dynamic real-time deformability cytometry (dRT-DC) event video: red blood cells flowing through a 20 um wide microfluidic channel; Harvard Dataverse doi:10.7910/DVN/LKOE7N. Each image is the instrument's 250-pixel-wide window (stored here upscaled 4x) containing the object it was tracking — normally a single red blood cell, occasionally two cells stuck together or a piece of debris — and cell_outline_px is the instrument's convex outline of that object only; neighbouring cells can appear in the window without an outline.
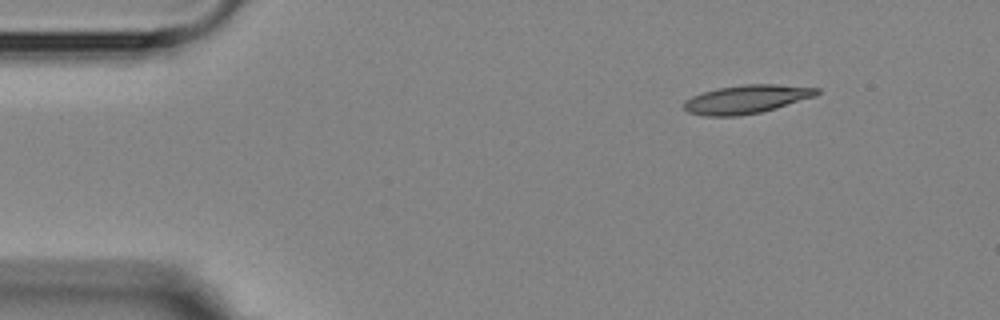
{"species": "Egyptian fruit bat (a non-hibernating species)", "species_latin": "Rousettus aegyptiacus", "temperature_condition": "room temperature", "stored_images_in_passage": 10, "camera_frame_rate_fps": 3000, "um_per_image_px": 0.085, "animal": {"sex": "female"}, "frame": {"image": 1, "passage_image": 1, "time_ms": 0.0, "image_size_px": [1000, 320], "cell_outline_px": [[820, 92], [816, 96], [776, 108], [760, 112], [740, 116], [704, 116], [688, 112], [684, 108], [684, 100], [692, 96], [716, 88], [744, 84], [776, 84], [820, 88]], "centroid_in_image_um": [63.46, 8.43], "position_along_channel_um": 21.5, "area_um2": 22.14}}
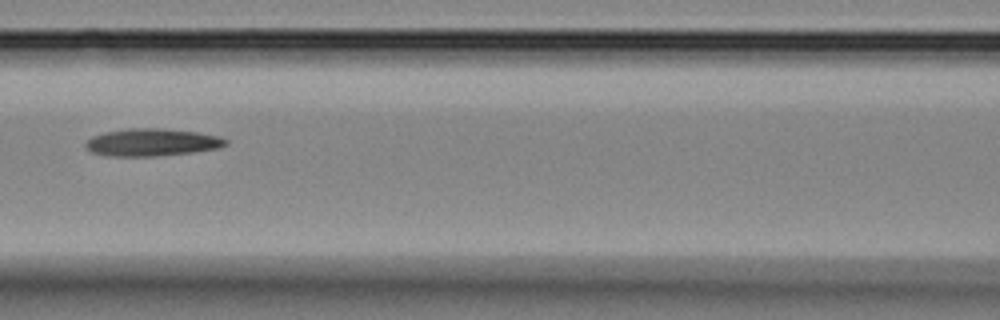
{"frame": {"image": 2, "passage_image": 6, "time_ms": 5.667, "image_size_px": [1000, 320], "cell_outline_px": [[228, 144], [220, 148], [192, 152], [156, 156], [108, 156], [92, 152], [84, 148], [84, 144], [92, 136], [104, 132], [128, 128], [164, 128], [196, 132], [220, 136], [228, 140]], "centroid_in_image_um": [12.91, 12.09], "position_along_channel_um": 153.7, "area_um2": 22.6}}
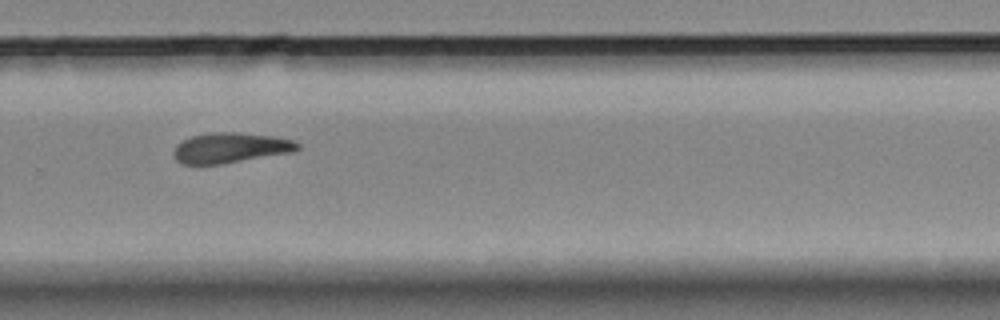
{"frame": {"image": 3, "passage_image": 10, "time_ms": 10.0, "image_size_px": [1000, 320], "cell_outline_px": [[300, 148], [292, 152], [220, 164], [180, 164], [176, 160], [172, 152], [176, 144], [180, 140], [192, 136], [216, 132], [240, 132], [276, 136], [296, 140], [300, 144]], "centroid_in_image_um": [19.59, 12.55], "position_along_channel_um": 310.2, "area_um2": 22.08}}